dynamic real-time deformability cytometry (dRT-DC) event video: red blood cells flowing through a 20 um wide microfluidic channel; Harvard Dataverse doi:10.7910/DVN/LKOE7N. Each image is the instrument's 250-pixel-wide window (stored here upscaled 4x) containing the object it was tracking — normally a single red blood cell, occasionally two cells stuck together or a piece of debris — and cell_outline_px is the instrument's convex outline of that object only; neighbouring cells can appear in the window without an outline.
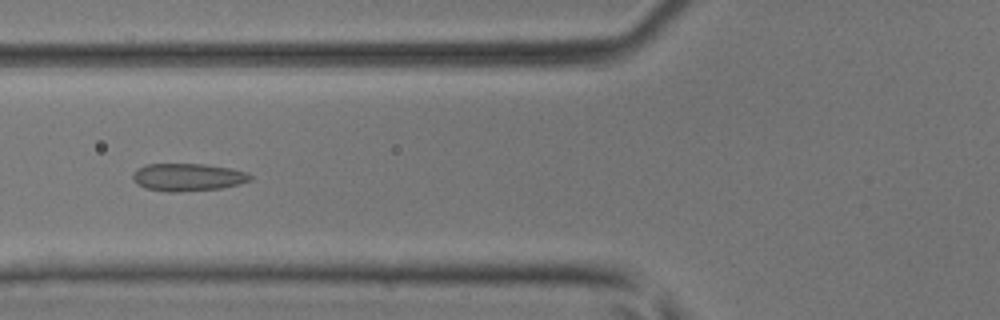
{"species": "common noctule bat (a hibernating species)", "species_latin": "Nyctalus noctula", "temperature_condition": "room temperature", "stored_images_in_passage": 44, "camera_frame_rate_fps": 3000, "um_per_image_px": 0.085, "animal": {"sex": "male", "body_mass_g": 17.9, "forearm_length_mm": 54.2}, "frame": {"image": 1, "passage_image": 14, "time_ms": 4.333, "image_size_px": [1000, 320], "cell_outline_px": [[252, 180], [240, 184], [220, 188], [176, 192], [168, 192], [144, 188], [136, 184], [132, 180], [132, 172], [136, 168], [144, 164], [204, 164], [232, 168], [248, 172], [252, 176]], "centroid_in_image_um": [15.93, 15.05], "position_along_channel_um": 109.9, "area_um2": 19.25}}
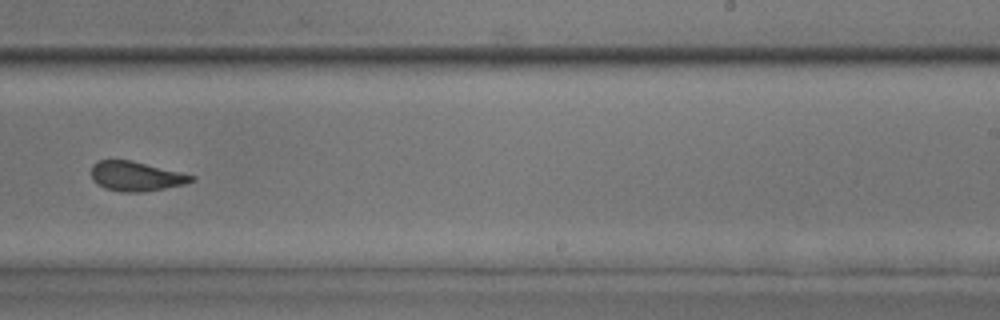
{"frame": {"image": 2, "passage_image": 26, "time_ms": 8.333, "image_size_px": [1000, 320], "cell_outline_px": [[196, 180], [184, 184], [144, 192], [120, 192], [104, 188], [96, 184], [92, 180], [92, 164], [100, 160], [132, 160], [196, 176]], "centroid_in_image_um": [11.55, 14.99], "position_along_channel_um": 277.5, "area_um2": 17.34}}
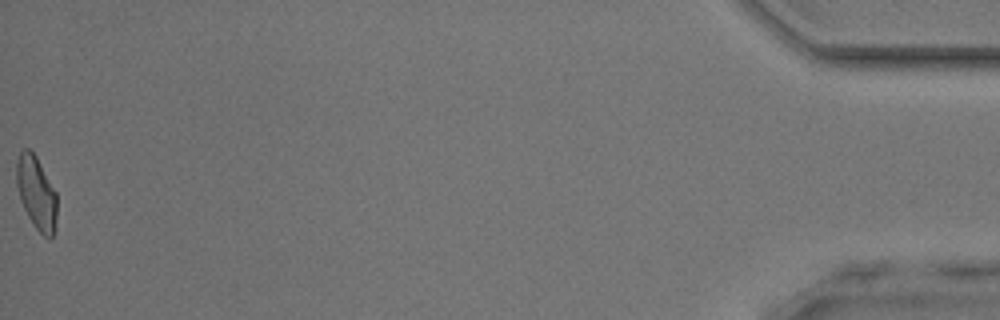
{"frame": {"image": 3, "passage_image": 44, "time_ms": 14.333, "image_size_px": [1000, 320], "cell_outline_px": [[56, 228], [52, 236], [48, 240], [36, 228], [28, 216], [20, 200], [16, 184], [16, 160], [20, 152], [24, 148], [28, 148], [36, 156], [56, 192]], "centroid_in_image_um": [3.08, 16.4], "position_along_channel_um": 432.1, "area_um2": 17.22}, "authors_computed_cell_mechanics": {"area_um2": 18.1203, "velocity_mm_per_s": 4.2049, "shape_relaxation_time_tau1_ms": 3.3846, "shape_relaxation_time_tau2_ms": 1.1484, "deformation_change_tau1": 0.1246, "deformation_change_tau2": 0.0879}}